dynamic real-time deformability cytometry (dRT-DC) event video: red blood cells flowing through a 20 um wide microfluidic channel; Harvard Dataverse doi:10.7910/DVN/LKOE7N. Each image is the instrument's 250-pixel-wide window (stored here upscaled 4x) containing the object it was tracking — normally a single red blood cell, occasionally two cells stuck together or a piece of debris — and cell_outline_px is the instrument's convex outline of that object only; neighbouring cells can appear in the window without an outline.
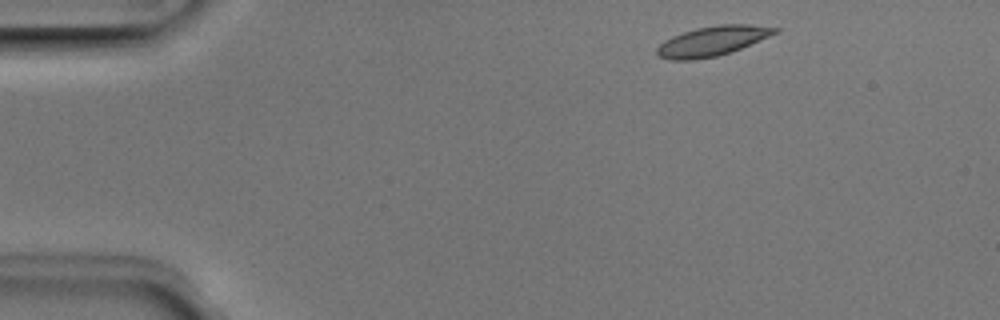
{"species": "Egyptian fruit bat (a non-hibernating species)", "species_latin": "Rousettus aegyptiacus", "temperature_condition": "room temperature", "stored_images_in_passage": 46, "camera_frame_rate_fps": 3000, "um_per_image_px": 0.085, "animal": {"sex": "male"}, "frame": {"image": 1, "passage_image": 2, "time_ms": 0.333, "image_size_px": [1000, 320], "cell_outline_px": [[780, 32], [740, 48], [716, 56], [696, 60], [668, 60], [660, 56], [656, 52], [656, 48], [664, 40], [672, 36], [696, 28], [716, 24], [748, 24], [780, 28]], "centroid_in_image_um": [60.54, 3.48], "position_along_channel_um": 24.5, "area_um2": 20.4}}
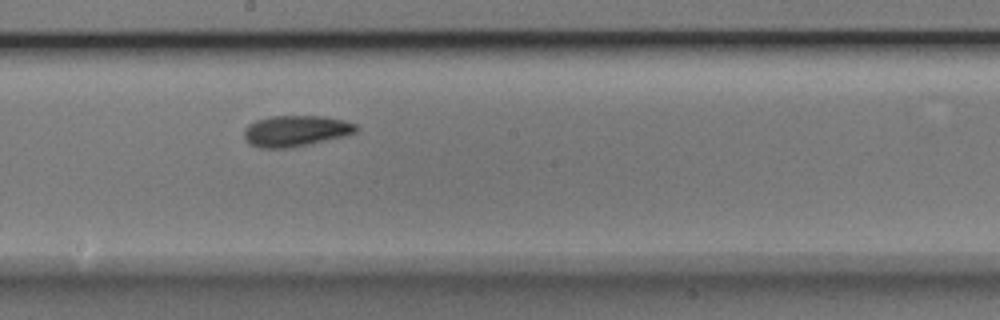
{"frame": {"image": 2, "passage_image": 23, "time_ms": 7.333, "image_size_px": [1000, 320], "cell_outline_px": [[360, 128], [356, 132], [344, 136], [308, 144], [288, 148], [260, 148], [252, 144], [244, 136], [244, 128], [248, 124], [256, 120], [272, 116], [324, 116], [344, 120], [356, 124]], "centroid_in_image_um": [25.16, 11.11], "position_along_channel_um": 223.0, "area_um2": 20.17}}
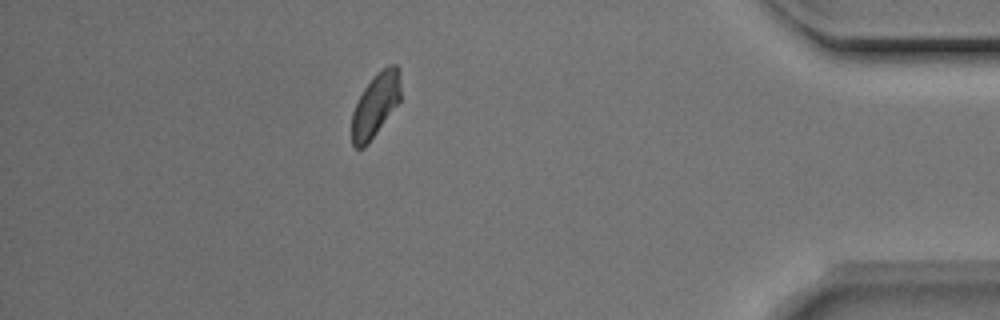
{"frame": {"image": 3, "passage_image": 40, "time_ms": 13.0, "image_size_px": [1000, 320], "cell_outline_px": [[400, 100], [368, 144], [364, 148], [356, 148], [352, 144], [352, 112], [364, 88], [376, 72], [388, 64], [396, 64], [400, 68]], "centroid_in_image_um": [31.92, 8.89], "position_along_channel_um": 403.3, "area_um2": 18.09}, "authors_computed_cell_mechanics": {"area_um2": 19.5364, "velocity_mm_per_s": 3.9283, "shape_relaxation_time_tau1_ms": 3.9667, "shape_relaxation_time_tau2_ms": null, "deformation_change_tau1": 0.118, "deformation_change_tau2": null}}